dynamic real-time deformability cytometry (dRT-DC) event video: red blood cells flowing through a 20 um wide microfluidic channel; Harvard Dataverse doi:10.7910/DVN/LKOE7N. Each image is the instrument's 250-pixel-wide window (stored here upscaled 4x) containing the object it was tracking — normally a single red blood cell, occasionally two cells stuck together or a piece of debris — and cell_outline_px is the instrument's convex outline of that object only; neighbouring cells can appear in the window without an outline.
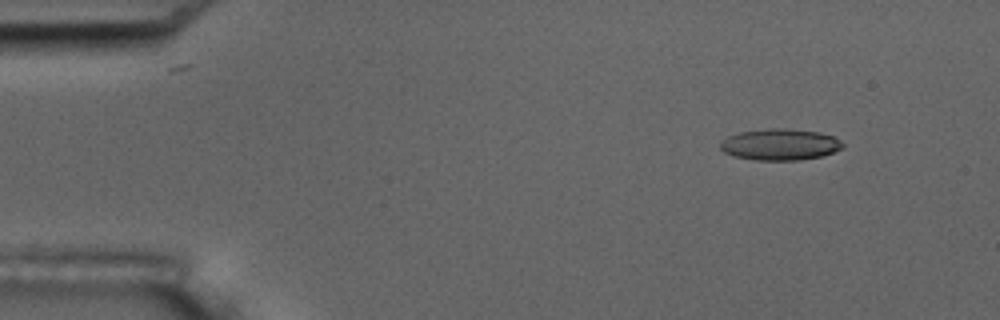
{"species": "common noctule bat (a hibernating species)", "species_latin": "Nyctalus noctula", "temperature_condition": "room temperature", "stored_images_in_passage": 4, "camera_frame_rate_fps": 3000, "um_per_image_px": 0.085, "animal": {"sex": "male", "body_mass_g": 17.5, "forearm_length_mm": 52.3}, "frame": {"image": 1, "passage_image": 1, "time_ms": 0.0, "image_size_px": [1000, 320], "cell_outline_px": [[844, 144], [840, 148], [832, 152], [820, 156], [800, 160], [756, 160], [736, 156], [724, 152], [720, 148], [720, 140], [728, 136], [740, 132], [768, 128], [784, 128], [820, 132], [832, 136], [840, 140]], "centroid_in_image_um": [66.27, 12.27], "position_along_channel_um": 18.7, "area_um2": 22.25}}
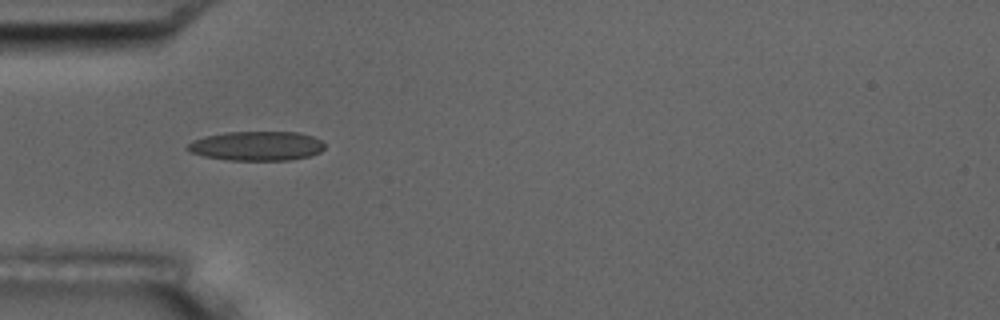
{"frame": {"image": 2, "passage_image": 4, "time_ms": 3.667, "image_size_px": [1000, 320], "cell_outline_px": [[324, 148], [320, 152], [308, 156], [288, 160], [228, 160], [204, 156], [188, 152], [184, 148], [192, 140], [204, 136], [224, 132], [300, 132], [312, 136], [320, 140], [324, 144]], "centroid_in_image_um": [21.76, 12.4], "position_along_channel_um": 63.2, "area_um2": 23.58}}